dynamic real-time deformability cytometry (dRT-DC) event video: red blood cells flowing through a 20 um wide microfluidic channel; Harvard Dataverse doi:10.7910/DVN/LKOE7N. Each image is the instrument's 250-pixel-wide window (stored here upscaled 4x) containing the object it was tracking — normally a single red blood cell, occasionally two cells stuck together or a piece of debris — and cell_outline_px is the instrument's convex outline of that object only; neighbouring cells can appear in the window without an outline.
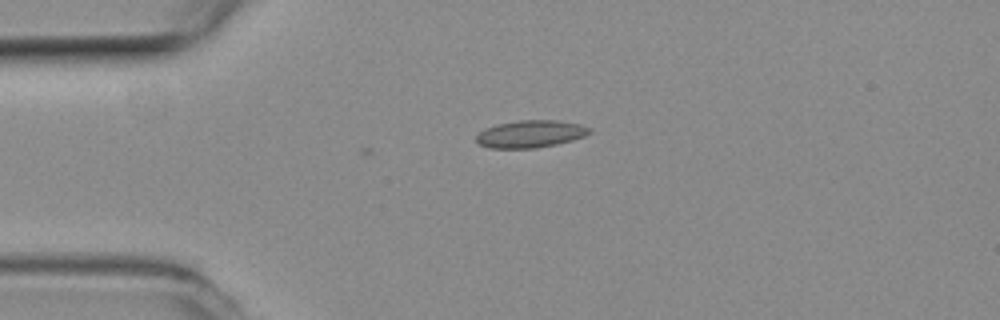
{"species": "common noctule bat (a hibernating species)", "species_latin": "Nyctalus noctula", "temperature_condition": "room temperature", "stored_images_in_passage": 3, "camera_frame_rate_fps": 3000, "um_per_image_px": 0.085, "animal": {"sex": "female", "body_mass_g": 19.3, "forearm_length_mm": 54.1}, "frame": {"image": 1, "passage_image": 1, "time_ms": 0.0, "image_size_px": [1000, 320], "cell_outline_px": [[592, 132], [584, 136], [572, 140], [556, 144], [536, 148], [488, 148], [476, 144], [476, 136], [484, 128], [496, 124], [520, 120], [556, 120], [580, 124], [592, 128]], "centroid_in_image_um": [45.07, 11.38], "position_along_channel_um": 39.9, "area_um2": 18.21}}